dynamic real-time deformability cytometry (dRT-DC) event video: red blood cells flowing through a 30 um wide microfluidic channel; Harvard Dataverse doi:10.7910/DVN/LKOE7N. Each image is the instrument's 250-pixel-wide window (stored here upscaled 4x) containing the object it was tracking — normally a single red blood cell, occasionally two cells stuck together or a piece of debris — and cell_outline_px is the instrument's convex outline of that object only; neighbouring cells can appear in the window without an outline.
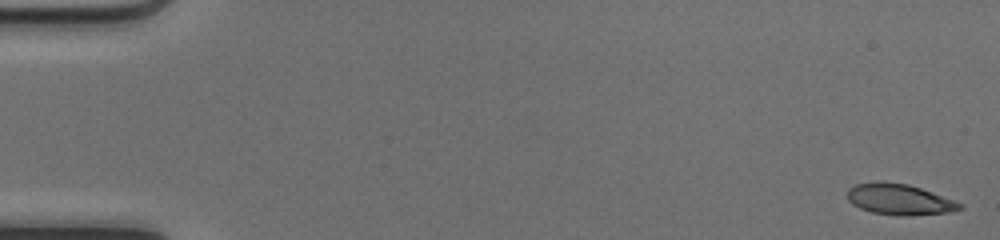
{"species": "common noctule bat (a hibernating species)", "species_latin": "Nyctalus noctula", "temperature_condition": "cold", "stored_images_in_passage": 49, "camera_frame_rate_fps": 3000, "um_per_image_px": 0.085, "animal": {"sex": "female", "body_mass_g": 17.0, "forearm_length_mm": 48.0}, "frame": {"image": 1, "passage_image": 1, "time_ms": 0.0, "image_size_px": [1000, 240], "cell_outline_px": [[964, 208], [948, 212], [908, 216], [900, 216], [872, 212], [860, 208], [852, 204], [848, 200], [848, 188], [856, 184], [876, 180], [880, 180], [908, 184], [920, 188], [964, 204]], "centroid_in_image_um": [76.42, 16.94], "position_along_channel_um": 8.6, "area_um2": 20.35}}
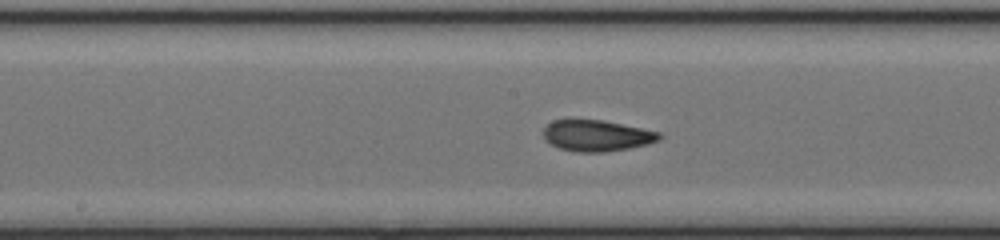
{"frame": {"image": 2, "passage_image": 26, "time_ms": 8.333, "image_size_px": [1000, 240], "cell_outline_px": [[664, 136], [660, 140], [648, 144], [628, 148], [604, 152], [576, 152], [560, 148], [544, 140], [544, 128], [552, 120], [568, 116], [604, 120], [660, 132]], "centroid_in_image_um": [50.69, 11.48], "position_along_channel_um": 197.5, "area_um2": 21.79}}
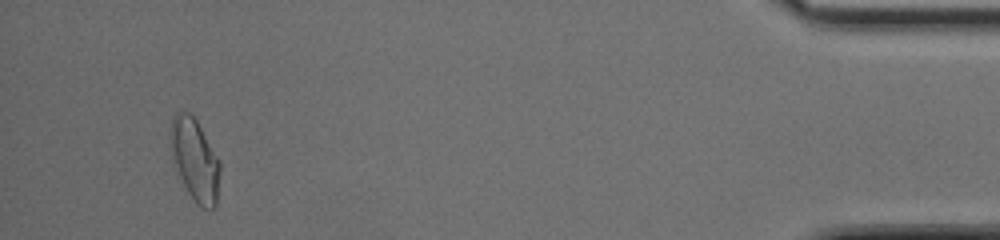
{"frame": {"image": 3, "passage_image": 47, "time_ms": 15.333, "image_size_px": [1000, 240], "cell_outline_px": [[220, 168], [216, 204], [212, 208], [204, 208], [196, 204], [176, 176], [172, 164], [168, 132], [172, 116], [180, 108], [184, 108], [196, 120], [220, 160]], "centroid_in_image_um": [16.49, 13.53], "position_along_channel_um": 418.7, "area_um2": 24.57}, "authors_computed_cell_mechanics": {"area_um2": 21.2126, "velocity_mm_per_s": 4.1889, "shape_relaxation_time_tau1_ms": 11.1139, "shape_relaxation_time_tau2_ms": 1.7015, "deformation_change_tau1": 0.295, "deformation_change_tau2": 0.0725}}